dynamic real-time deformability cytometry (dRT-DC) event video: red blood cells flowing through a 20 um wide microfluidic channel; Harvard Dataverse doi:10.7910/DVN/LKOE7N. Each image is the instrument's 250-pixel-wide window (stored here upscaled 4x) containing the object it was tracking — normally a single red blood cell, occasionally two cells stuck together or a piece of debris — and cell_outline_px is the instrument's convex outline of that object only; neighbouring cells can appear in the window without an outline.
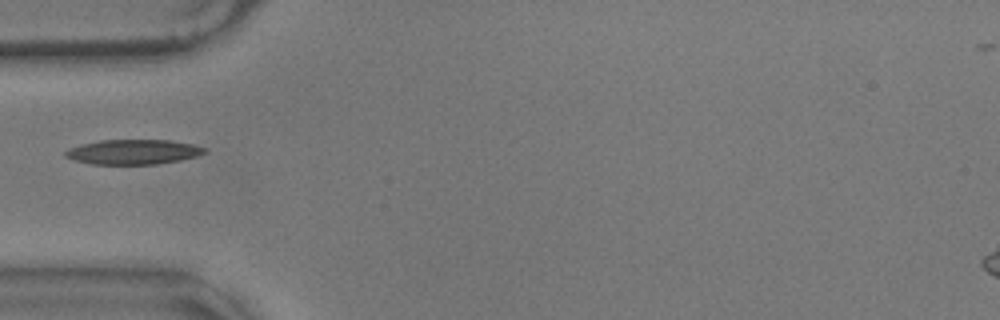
{"species": "common noctule bat (a hibernating species)", "species_latin": "Nyctalus noctula", "temperature_condition": "warm", "stored_images_in_passage": 5, "camera_frame_rate_fps": 3000, "um_per_image_px": 0.085, "animal": {"sex": "male", "body_mass_g": 17.9}, "frame": {"image": 1, "passage_image": 1, "time_ms": 0.0, "image_size_px": [1000, 320], "cell_outline_px": [[208, 152], [196, 156], [180, 160], [156, 164], [92, 164], [76, 160], [64, 156], [64, 152], [68, 148], [80, 144], [100, 140], [168, 140], [192, 144], [208, 148]], "centroid_in_image_um": [11.33, 12.91], "position_along_channel_um": 73.7, "area_um2": 20.17}}